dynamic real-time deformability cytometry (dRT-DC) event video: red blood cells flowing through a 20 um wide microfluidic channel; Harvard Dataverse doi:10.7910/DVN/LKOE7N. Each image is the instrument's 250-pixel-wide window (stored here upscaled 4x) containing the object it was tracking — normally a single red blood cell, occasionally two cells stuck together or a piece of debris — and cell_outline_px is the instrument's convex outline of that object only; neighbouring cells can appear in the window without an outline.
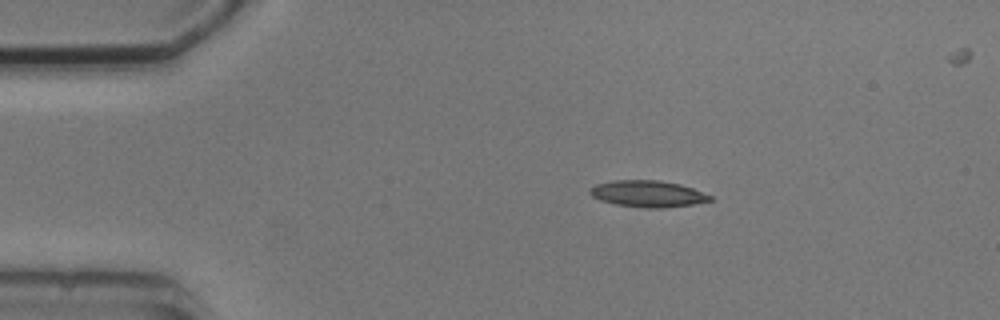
{"species": "common noctule bat (a hibernating species)", "species_latin": "Nyctalus noctula", "temperature_condition": "cold", "stored_images_in_passage": 5, "camera_frame_rate_fps": 3000, "um_per_image_px": 0.085, "animal": {"sex": "male", "body_mass_g": 20.5, "forearm_length_mm": 52.5}, "frame": {"image": 1, "passage_image": 1, "time_ms": 0.0, "image_size_px": [1000, 320], "cell_outline_px": [[712, 200], [692, 204], [660, 208], [648, 208], [616, 204], [600, 200], [592, 196], [588, 192], [596, 184], [612, 180], [660, 180], [680, 184], [692, 188], [712, 196]], "centroid_in_image_um": [55.05, 16.46], "position_along_channel_um": 30.0, "area_um2": 18.38}}
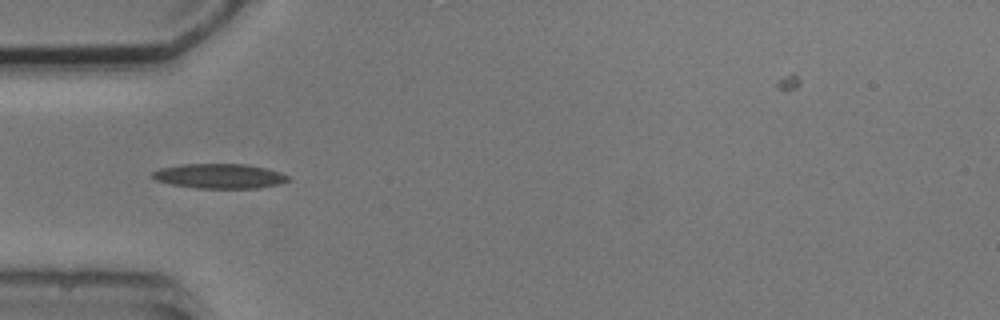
{"frame": {"image": 2, "passage_image": 3, "time_ms": 2.333, "image_size_px": [1000, 320], "cell_outline_px": [[292, 180], [280, 184], [260, 188], [196, 188], [172, 184], [156, 180], [152, 176], [152, 172], [160, 168], [180, 164], [244, 164], [264, 168], [280, 172], [288, 176]], "centroid_in_image_um": [18.68, 14.97], "position_along_channel_um": 66.3, "area_um2": 19.54}}
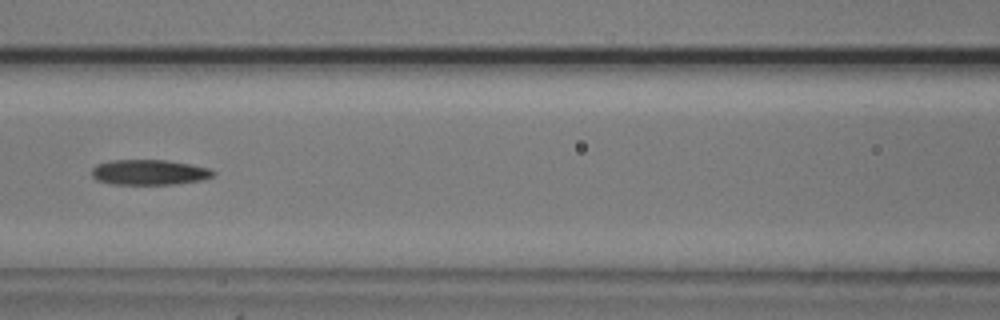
{"frame": {"image": 3, "passage_image": 5, "time_ms": 4.667, "image_size_px": [1000, 320], "cell_outline_px": [[216, 172], [212, 176], [200, 180], [172, 184], [112, 184], [96, 180], [92, 176], [92, 168], [96, 164], [112, 160], [168, 160], [208, 168]], "centroid_in_image_um": [12.63, 14.64], "position_along_channel_um": 154.0, "area_um2": 17.74}}